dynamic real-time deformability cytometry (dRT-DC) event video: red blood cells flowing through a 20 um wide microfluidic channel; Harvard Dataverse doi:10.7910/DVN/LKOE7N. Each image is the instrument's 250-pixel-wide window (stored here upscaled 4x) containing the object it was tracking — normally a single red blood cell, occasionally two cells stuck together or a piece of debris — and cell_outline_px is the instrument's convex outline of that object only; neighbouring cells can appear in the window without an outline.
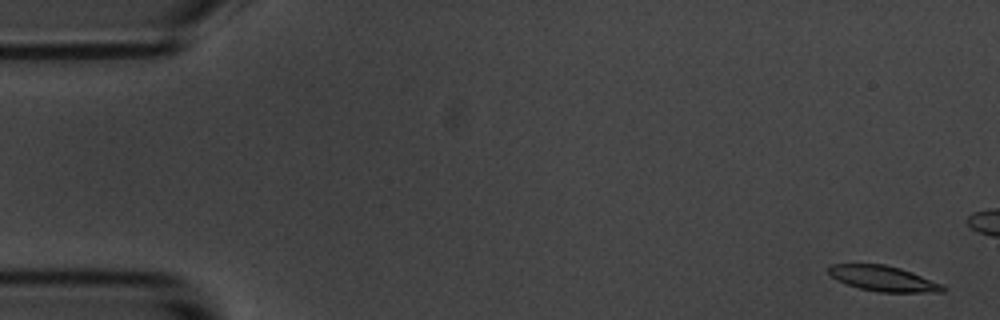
{"species": "common noctule bat (a hibernating species)", "species_latin": "Nyctalus noctula", "temperature_condition": "room temperature", "stored_images_in_passage": 6, "camera_frame_rate_fps": 3000, "um_per_image_px": 0.085, "animal": {"sex": "male", "body_mass_g": 20.1, "forearm_length_mm": 53.5}, "frame": {"image": 1, "passage_image": 1, "time_ms": 0.0, "image_size_px": [1000, 320], "cell_outline_px": [[948, 288], [944, 292], [880, 292], [860, 288], [836, 280], [828, 272], [828, 268], [832, 264], [884, 264], [900, 268], [912, 272], [944, 284]], "centroid_in_image_um": [75.14, 23.68], "position_along_channel_um": 9.9, "area_um2": 16.94}}
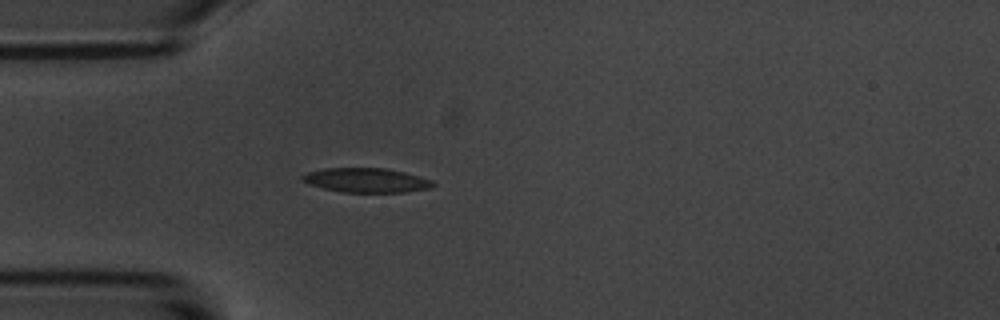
{"frame": {"image": 2, "passage_image": 6, "time_ms": 6.667, "image_size_px": [1000, 320], "cell_outline_px": [[436, 184], [432, 188], [404, 192], [340, 192], [308, 184], [300, 180], [300, 176], [308, 172], [324, 168], [384, 168], [404, 172], [420, 176], [432, 180]], "centroid_in_image_um": [31.13, 15.32], "position_along_channel_um": 53.9, "area_um2": 18.67}}